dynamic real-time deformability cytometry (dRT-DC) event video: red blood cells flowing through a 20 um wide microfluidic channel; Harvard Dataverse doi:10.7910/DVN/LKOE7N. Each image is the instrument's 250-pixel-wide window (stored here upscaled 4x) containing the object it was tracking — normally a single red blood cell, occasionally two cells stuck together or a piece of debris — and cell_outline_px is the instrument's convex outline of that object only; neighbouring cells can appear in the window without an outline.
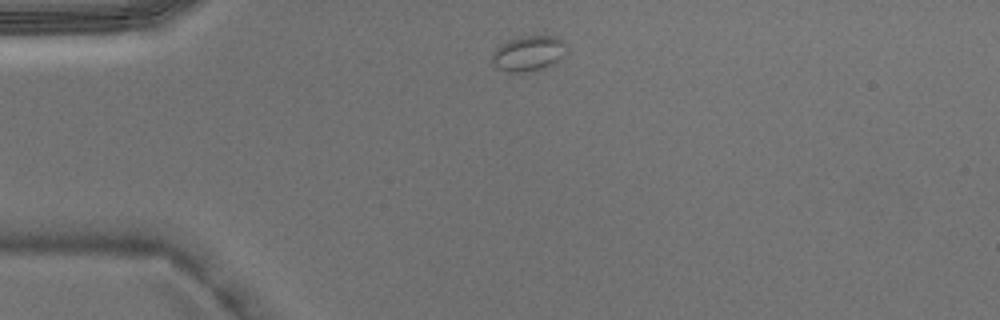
{"species": "Egyptian fruit bat (a non-hibernating species)", "species_latin": "Rousettus aegyptiacus", "temperature_condition": "warm", "stored_images_in_passage": 1, "camera_frame_rate_fps": 3000, "um_per_image_px": 0.085, "animal": {"sex": "male"}, "frame": {"image": 1, "passage_image": 1, "time_ms": 0.0, "image_size_px": [1000, 320], "cell_outline_px": [[564, 44], [560, 56], [552, 64], [540, 68], [524, 72], [508, 72], [496, 68], [492, 64], [492, 52], [500, 44], [508, 40], [520, 36], [556, 36], [564, 40]], "centroid_in_image_um": [44.81, 4.53], "position_along_channel_um": 40.2, "area_um2": 14.97}}